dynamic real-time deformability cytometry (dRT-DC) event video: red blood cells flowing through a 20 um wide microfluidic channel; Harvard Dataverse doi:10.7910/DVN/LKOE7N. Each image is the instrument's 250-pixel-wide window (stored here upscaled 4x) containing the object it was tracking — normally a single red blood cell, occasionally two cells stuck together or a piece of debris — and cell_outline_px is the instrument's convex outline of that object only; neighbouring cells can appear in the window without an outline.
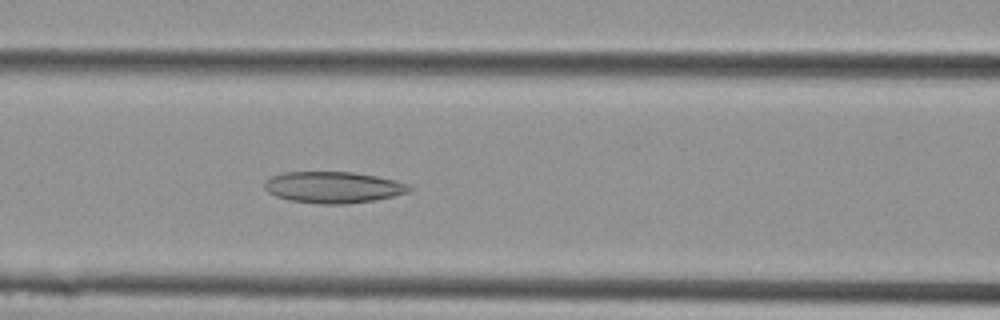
{"species": "Egyptian fruit bat (a non-hibernating species)", "species_latin": "Rousettus aegyptiacus", "temperature_condition": "cold", "stored_images_in_passage": 12, "camera_frame_rate_fps": 3000, "um_per_image_px": 0.085, "animal": {"sex": "female"}, "frame": {"image": 1, "passage_image": 12, "time_ms": 3.667, "image_size_px": [1000, 320], "cell_outline_px": [[412, 188], [408, 192], [392, 196], [372, 200], [344, 204], [320, 204], [288, 200], [276, 196], [268, 192], [264, 188], [264, 184], [272, 176], [284, 172], [352, 172], [376, 176], [396, 180], [408, 184]], "centroid_in_image_um": [28.31, 15.92], "position_along_channel_um": 138.3, "area_um2": 26.3}}